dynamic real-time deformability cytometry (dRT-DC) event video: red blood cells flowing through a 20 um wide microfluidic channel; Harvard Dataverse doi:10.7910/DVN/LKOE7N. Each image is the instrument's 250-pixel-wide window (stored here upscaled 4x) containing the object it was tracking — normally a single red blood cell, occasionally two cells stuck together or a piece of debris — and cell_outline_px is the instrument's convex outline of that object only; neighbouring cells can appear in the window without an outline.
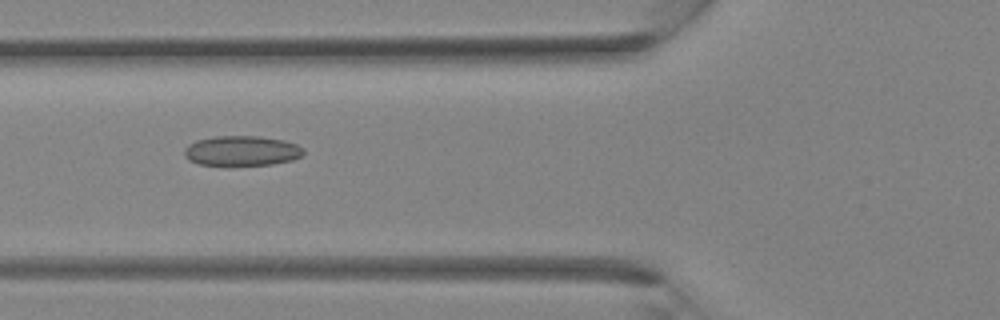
{"species": "Egyptian fruit bat (a non-hibernating species)", "species_latin": "Rousettus aegyptiacus", "temperature_condition": "room temperature", "stored_images_in_passage": 36, "camera_frame_rate_fps": 3000, "um_per_image_px": 0.085, "animal": {"sex": "female"}, "frame": {"image": 1, "passage_image": 14, "time_ms": 4.333, "image_size_px": [1000, 320], "cell_outline_px": [[304, 152], [300, 156], [292, 160], [272, 164], [224, 168], [196, 164], [188, 160], [184, 156], [184, 148], [188, 144], [196, 140], [212, 136], [260, 136], [284, 140], [296, 144], [304, 148]], "centroid_in_image_um": [20.47, 12.86], "position_along_channel_um": 105.3, "area_um2": 21.85}}
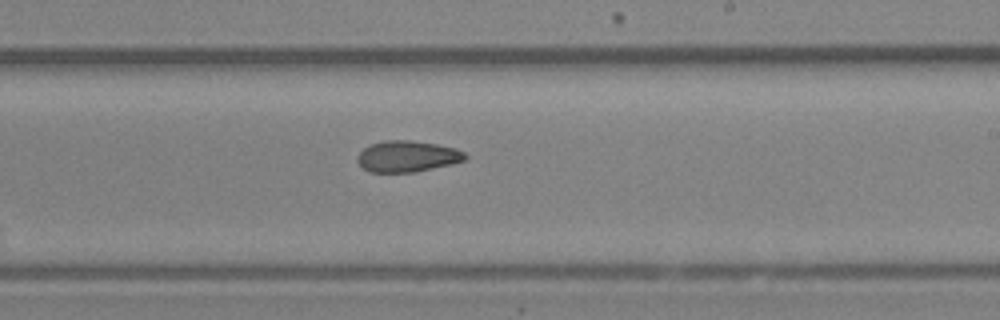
{"frame": {"image": 2, "passage_image": 22, "time_ms": 7.0, "image_size_px": [1000, 320], "cell_outline_px": [[468, 156], [464, 160], [452, 164], [416, 172], [368, 172], [356, 160], [356, 156], [368, 144], [384, 140], [408, 140], [436, 144], [456, 148], [464, 152]], "centroid_in_image_um": [34.6, 13.29], "position_along_channel_um": 254.4, "area_um2": 19.71}}
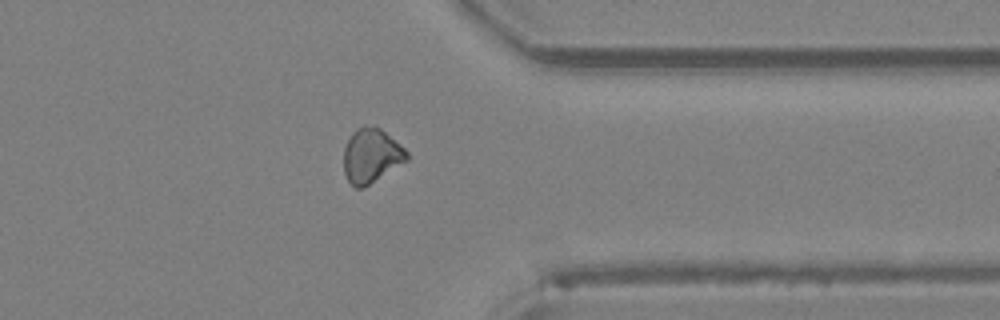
{"frame": {"image": 3, "passage_image": 29, "time_ms": 9.333, "image_size_px": [1000, 320], "cell_outline_px": [[408, 160], [368, 184], [360, 188], [356, 188], [348, 180], [344, 172], [344, 148], [352, 132], [356, 128], [364, 124], [380, 128], [400, 144], [408, 152]], "centroid_in_image_um": [31.55, 13.2], "position_along_channel_um": 379.9, "area_um2": 19.71}}